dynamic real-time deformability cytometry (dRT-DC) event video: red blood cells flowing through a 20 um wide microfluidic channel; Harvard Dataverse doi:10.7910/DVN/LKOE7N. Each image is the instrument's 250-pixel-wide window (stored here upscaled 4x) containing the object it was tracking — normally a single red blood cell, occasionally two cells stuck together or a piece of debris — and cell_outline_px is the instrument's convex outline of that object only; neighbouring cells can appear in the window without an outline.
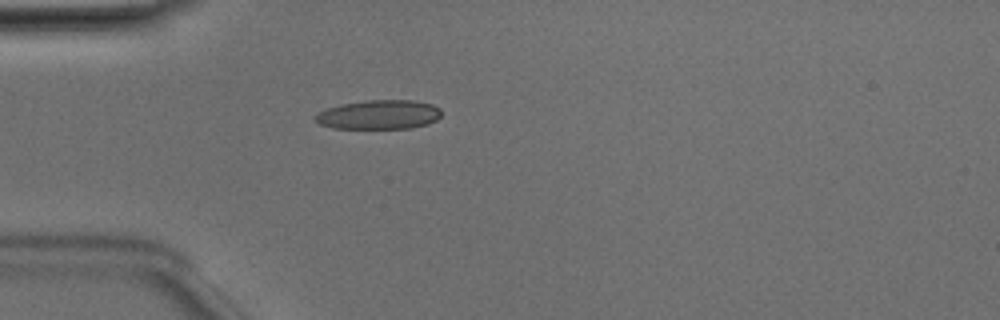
{"species": "Egyptian fruit bat (a non-hibernating species)", "species_latin": "Rousettus aegyptiacus", "temperature_condition": "room temperature", "stored_images_in_passage": 51, "camera_frame_rate_fps": 3000, "um_per_image_px": 0.085, "animal": {"sex": "male"}, "frame": {"image": 1, "passage_image": 15, "time_ms": 4.667, "image_size_px": [1000, 320], "cell_outline_px": [[440, 116], [436, 120], [428, 124], [412, 128], [332, 128], [320, 124], [312, 120], [320, 112], [328, 108], [340, 104], [364, 100], [412, 100], [432, 104], [440, 108]], "centroid_in_image_um": [32.21, 9.74], "position_along_channel_um": 52.8, "area_um2": 21.5}}
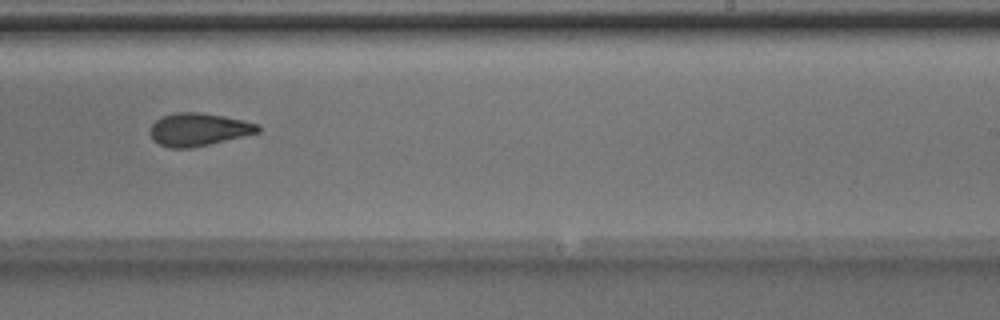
{"frame": {"image": 2, "passage_image": 32, "time_ms": 10.333, "image_size_px": [1000, 320], "cell_outline_px": [[260, 132], [244, 136], [192, 148], [168, 148], [152, 140], [152, 124], [160, 116], [176, 112], [196, 112], [224, 116], [244, 120], [260, 124]], "centroid_in_image_um": [16.9, 11.0], "position_along_channel_um": 272.1, "area_um2": 20.63}}
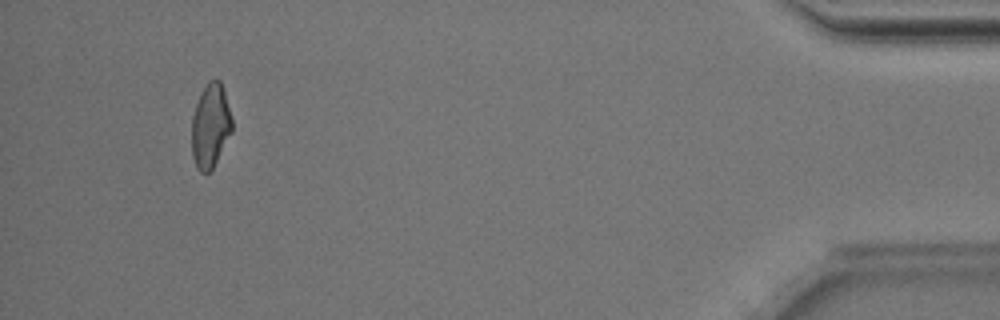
{"frame": {"image": 3, "passage_image": 48, "time_ms": 15.667, "image_size_px": [1000, 320], "cell_outline_px": [[232, 132], [212, 168], [208, 172], [200, 172], [196, 168], [192, 156], [192, 116], [200, 92], [208, 80], [220, 80], [224, 92], [232, 120]], "centroid_in_image_um": [17.87, 10.69], "position_along_channel_um": 417.3, "area_um2": 19.59}, "authors_computed_cell_mechanics": {"area_um2": 20.6924, "velocity_mm_per_s": 4.0289, "shape_relaxation_time_tau1_ms": 6.7625, "shape_relaxation_time_tau2_ms": 2.251, "deformation_change_tau1": 0.1714, "deformation_change_tau2": 0.0892}}